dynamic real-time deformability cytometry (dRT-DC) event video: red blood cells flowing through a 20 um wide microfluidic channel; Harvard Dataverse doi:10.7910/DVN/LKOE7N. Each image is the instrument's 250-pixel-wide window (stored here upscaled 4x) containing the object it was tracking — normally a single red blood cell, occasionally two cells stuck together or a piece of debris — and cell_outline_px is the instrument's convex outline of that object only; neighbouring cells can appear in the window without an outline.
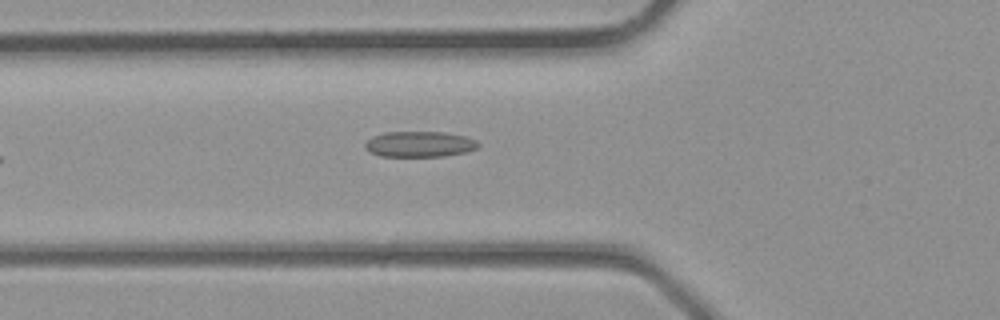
{"species": "common noctule bat (a hibernating species)", "species_latin": "Nyctalus noctula", "temperature_condition": "room temperature", "stored_images_in_passage": 4, "camera_frame_rate_fps": 3000, "um_per_image_px": 0.085, "animal": {"sex": "male", "body_mass_g": 23.1, "forearm_length_mm": 52.7}, "frame": {"image": 1, "passage_image": 3, "time_ms": 0.667, "image_size_px": [1000, 320], "cell_outline_px": [[480, 144], [476, 148], [468, 152], [444, 156], [380, 156], [364, 148], [364, 144], [372, 136], [384, 132], [444, 132], [464, 136], [476, 140]], "centroid_in_image_um": [35.66, 12.25], "position_along_channel_um": 90.1, "area_um2": 16.94}}